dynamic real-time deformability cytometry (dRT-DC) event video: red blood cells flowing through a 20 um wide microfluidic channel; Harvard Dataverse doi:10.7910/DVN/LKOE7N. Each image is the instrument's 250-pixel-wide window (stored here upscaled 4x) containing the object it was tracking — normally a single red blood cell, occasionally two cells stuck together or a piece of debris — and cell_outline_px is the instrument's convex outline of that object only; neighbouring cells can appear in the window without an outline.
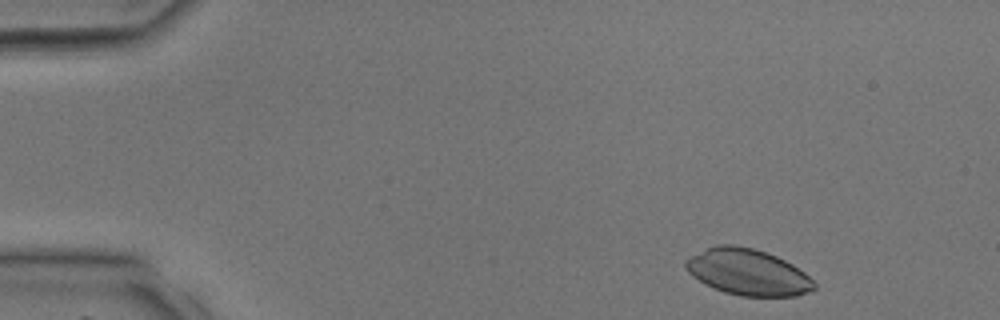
{"species": "common noctule bat (a hibernating species)", "species_latin": "Nyctalus noctula", "temperature_condition": "room temperature", "stored_images_in_passage": 29, "camera_frame_rate_fps": 3000, "um_per_image_px": 0.085, "animal": {"sex": "male", "body_mass_g": 17.9, "forearm_length_mm": 54.2}, "frame": {"image": 1, "passage_image": 2, "time_ms": 0.333, "image_size_px": [1000, 320], "cell_outline_px": [[816, 288], [796, 296], [740, 296], [724, 292], [704, 284], [692, 276], [688, 272], [684, 264], [684, 260], [688, 256], [716, 244], [732, 244], [752, 248], [776, 256], [792, 264], [804, 272], [816, 284]], "centroid_in_image_um": [63.51, 23.13], "position_along_channel_um": 21.5, "area_um2": 34.62}}
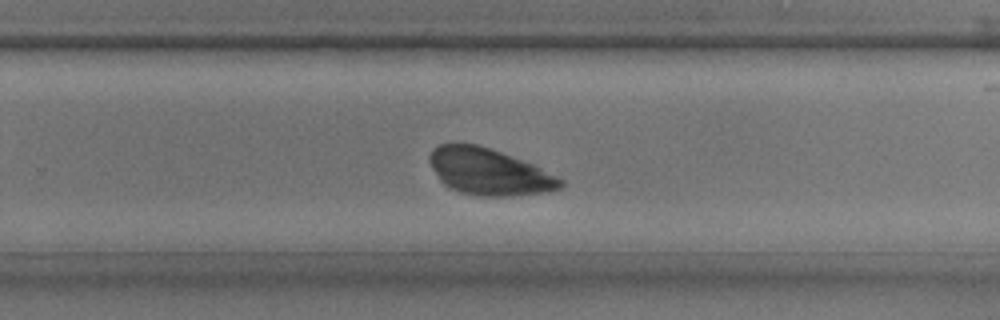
{"frame": {"image": 2, "passage_image": 23, "time_ms": 7.333, "image_size_px": [1000, 320], "cell_outline_px": [[564, 184], [560, 188], [548, 192], [508, 196], [480, 196], [460, 192], [448, 188], [440, 180], [428, 160], [428, 156], [432, 148], [440, 144], [476, 144], [500, 152], [532, 164], [564, 180]], "centroid_in_image_um": [41.54, 14.61], "position_along_channel_um": 288.3, "area_um2": 35.2}}